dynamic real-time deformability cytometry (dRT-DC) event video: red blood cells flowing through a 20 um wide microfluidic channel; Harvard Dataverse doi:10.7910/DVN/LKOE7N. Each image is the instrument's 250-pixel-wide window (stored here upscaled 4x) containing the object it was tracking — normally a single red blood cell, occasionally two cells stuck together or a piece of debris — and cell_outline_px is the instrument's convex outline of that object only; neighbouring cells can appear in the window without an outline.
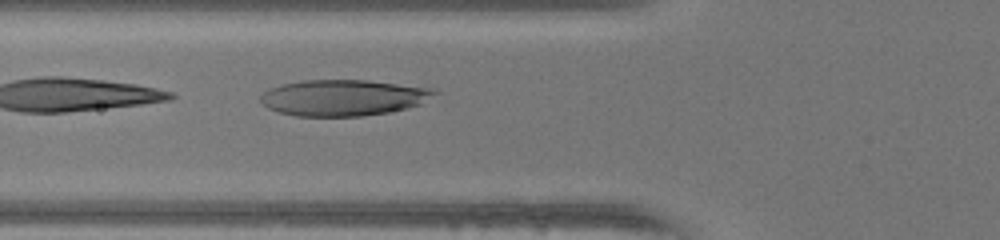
{"species": "human", "species_latin": "Homo sapiens", "temperature_condition": "warm", "stored_images_in_passage": 34, "camera_frame_rate_fps": 3000, "um_per_image_px": 0.085, "donor": {"sex": "female"}, "frame": {"image": 1, "passage_image": 4, "time_ms": 1.0, "image_size_px": [1000, 240], "cell_outline_px": [[440, 92], [420, 104], [388, 112], [360, 116], [296, 116], [280, 112], [268, 108], [260, 100], [260, 96], [264, 92], [272, 88], [284, 84], [300, 80], [368, 80], [436, 88]], "centroid_in_image_um": [29.22, 8.29], "position_along_channel_um": 96.6, "area_um2": 36.53}}
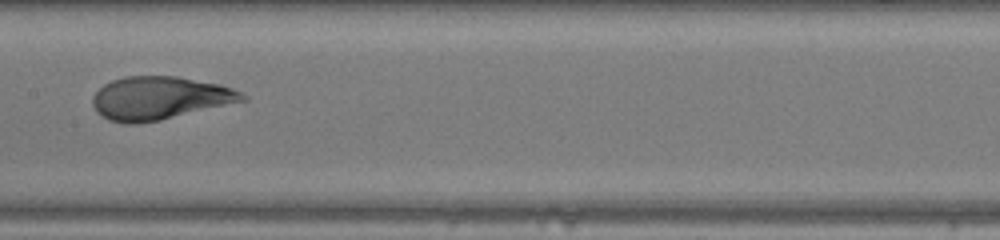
{"frame": {"image": 2, "passage_image": 11, "time_ms": 3.333, "image_size_px": [1000, 240], "cell_outline_px": [[248, 100], [160, 120], [132, 124], [108, 120], [96, 112], [92, 104], [92, 96], [104, 84], [112, 80], [124, 76], [176, 76], [220, 84], [232, 88], [248, 96]], "centroid_in_image_um": [13.56, 8.33], "position_along_channel_um": 193.8, "area_um2": 37.57}}
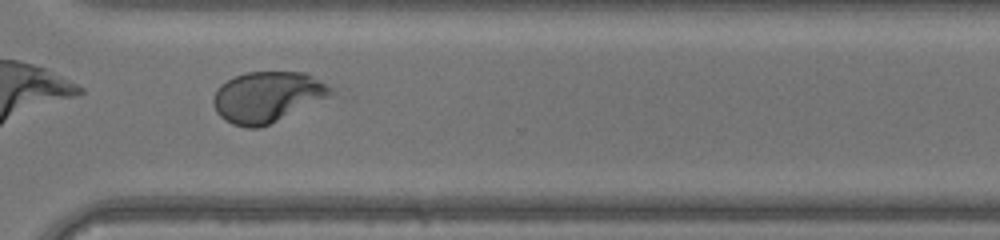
{"frame": {"image": 3, "passage_image": 22, "time_ms": 7.0, "image_size_px": [1000, 240], "cell_outline_px": [[340, 96], [260, 128], [248, 128], [232, 124], [224, 120], [216, 112], [212, 104], [212, 100], [220, 84], [236, 76], [248, 72], [308, 72], [332, 88]], "centroid_in_image_um": [22.85, 8.26], "position_along_channel_um": 347.8, "area_um2": 35.89}, "authors_computed_cell_mechanics": {"area_um2": 37.1943, "velocity_mm_per_s": 4.1737, "shape_relaxation_time_tau1_ms": 10.3577, "shape_relaxation_time_tau2_ms": null, "deformation_change_tau1": 0.4226, "deformation_change_tau2": null}}